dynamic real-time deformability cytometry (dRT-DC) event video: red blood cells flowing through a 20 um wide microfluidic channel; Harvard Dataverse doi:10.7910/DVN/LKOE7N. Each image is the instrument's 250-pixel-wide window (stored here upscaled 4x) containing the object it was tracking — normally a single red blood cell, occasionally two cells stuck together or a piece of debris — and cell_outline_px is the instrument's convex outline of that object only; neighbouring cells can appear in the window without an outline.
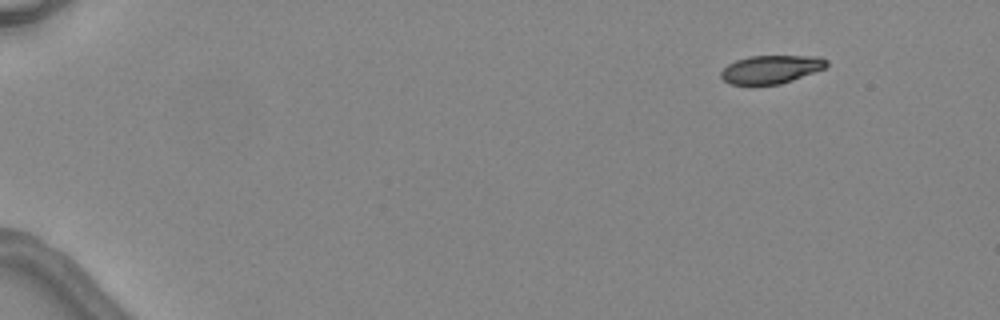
{"species": "common noctule bat (a hibernating species)", "species_latin": "Nyctalus noctula", "temperature_condition": "warm", "stored_images_in_passage": 5, "segment_of_instrument_passage": [1, 2], "camera_frame_rate_fps": 3000, "um_per_image_px": 0.085, "animal": {"sex": "female", "body_mass_g": 24.6, "forearm_length_mm": 56.2}, "frame": {"image": 1, "passage_image": 1, "time_ms": 0.0, "image_size_px": [1000, 320], "cell_outline_px": [[828, 64], [824, 68], [792, 80], [780, 84], [752, 88], [748, 88], [728, 84], [720, 76], [720, 72], [728, 64], [736, 60], [748, 56], [820, 56], [828, 60]], "centroid_in_image_um": [65.45, 5.94], "position_along_channel_um": 19.5, "area_um2": 18.09}}